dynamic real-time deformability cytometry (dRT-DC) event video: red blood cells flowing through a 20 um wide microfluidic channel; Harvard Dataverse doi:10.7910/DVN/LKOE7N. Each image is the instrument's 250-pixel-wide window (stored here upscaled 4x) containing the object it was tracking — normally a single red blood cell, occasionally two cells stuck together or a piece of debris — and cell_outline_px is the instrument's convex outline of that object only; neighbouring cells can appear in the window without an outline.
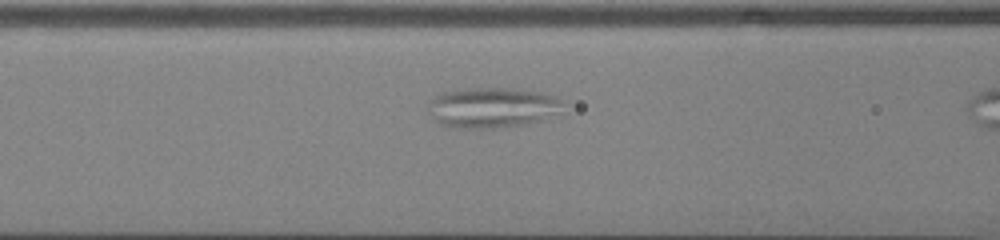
{"species": "common noctule bat (a hibernating species)", "species_latin": "Nyctalus noctula", "temperature_condition": "cold", "stored_images_in_passage": 20, "camera_frame_rate_fps": 3000, "um_per_image_px": 0.085, "animal": {"sex": "male", "body_mass_g": 13.0, "forearm_length_mm": 53.1}, "frame": {"image": 1, "passage_image": 9, "time_ms": 2.667, "image_size_px": [1000, 240], "cell_outline_px": [[560, 112], [540, 120], [524, 124], [496, 128], [452, 128], [440, 124], [428, 112], [428, 104], [436, 96], [444, 92], [468, 88], [512, 88], [544, 92], [560, 100]], "centroid_in_image_um": [41.8, 9.14], "position_along_channel_um": 124.8, "area_um2": 31.5}}
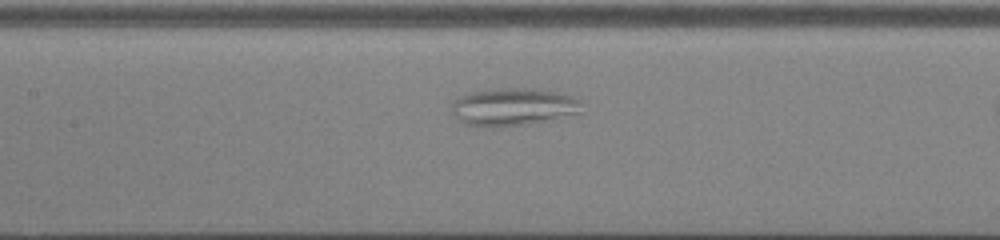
{"frame": {"image": 2, "passage_image": 12, "time_ms": 3.667, "image_size_px": [1000, 240], "cell_outline_px": [[580, 112], [552, 120], [520, 124], [468, 124], [460, 120], [452, 112], [452, 104], [460, 96], [472, 92], [496, 88], [536, 88], [560, 92], [572, 96], [580, 100]], "centroid_in_image_um": [43.69, 9.02], "position_along_channel_um": 163.7, "area_um2": 27.63}}